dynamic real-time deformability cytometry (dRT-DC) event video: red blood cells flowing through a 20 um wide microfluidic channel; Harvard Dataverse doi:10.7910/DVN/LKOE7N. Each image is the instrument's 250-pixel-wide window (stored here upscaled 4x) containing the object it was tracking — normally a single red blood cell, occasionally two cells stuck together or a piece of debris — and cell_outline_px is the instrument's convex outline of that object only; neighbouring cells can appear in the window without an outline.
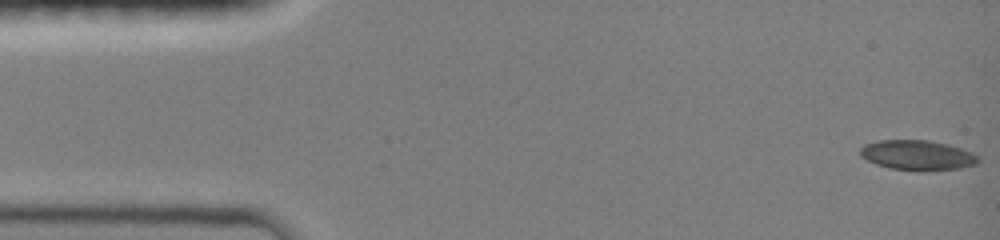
{"species": "common noctule bat (a hibernating species)", "species_latin": "Nyctalus noctula", "temperature_condition": "room temperature", "stored_images_in_passage": 42, "camera_frame_rate_fps": 3000, "um_per_image_px": 0.085, "animal": {"sex": "female", "body_mass_g": 19.0, "forearm_length_mm": 51.5}, "frame": {"image": 1, "passage_image": 1, "time_ms": 0.0, "image_size_px": [1000, 240], "cell_outline_px": [[980, 160], [976, 164], [960, 168], [888, 168], [876, 164], [860, 156], [860, 148], [864, 144], [880, 140], [928, 140], [948, 144], [972, 152], [980, 156]], "centroid_in_image_um": [77.97, 13.14], "position_along_channel_um": 7.0, "area_um2": 19.88}}
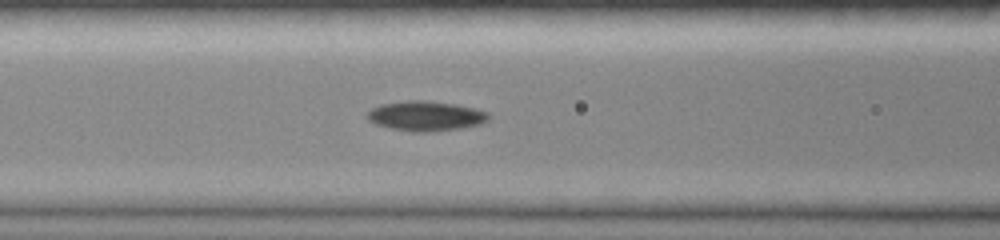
{"frame": {"image": 2, "passage_image": 19, "time_ms": 6.0, "image_size_px": [1000, 240], "cell_outline_px": [[488, 120], [480, 124], [464, 128], [432, 132], [412, 132], [392, 128], [376, 124], [368, 120], [368, 112], [372, 108], [380, 104], [408, 100], [424, 100], [456, 104], [476, 108], [488, 112]], "centroid_in_image_um": [36.21, 9.86], "position_along_channel_um": 130.4, "area_um2": 21.21}}
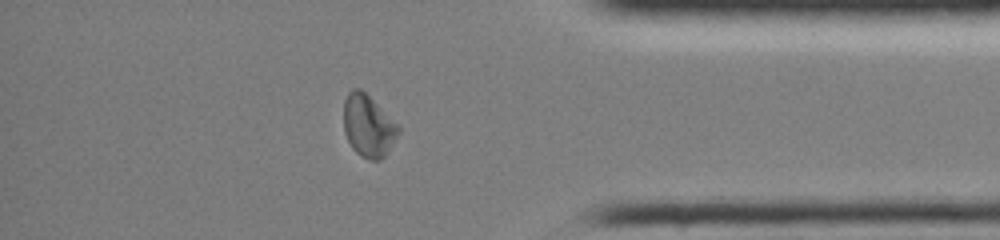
{"frame": {"image": 3, "passage_image": 36, "time_ms": 11.667, "image_size_px": [1000, 240], "cell_outline_px": [[400, 132], [388, 152], [380, 160], [368, 160], [360, 156], [352, 148], [344, 132], [344, 100], [348, 92], [352, 88], [360, 88], [400, 124]], "centroid_in_image_um": [31.32, 10.7], "position_along_channel_um": 403.9, "area_um2": 20.11}, "authors_computed_cell_mechanics": {"area_um2": 19.8254, "velocity_mm_per_s": 4.0649, "shape_relaxation_time_tau1_ms": 4.7557, "shape_relaxation_time_tau2_ms": null, "deformation_change_tau1": 0.1559, "deformation_change_tau2": null}}